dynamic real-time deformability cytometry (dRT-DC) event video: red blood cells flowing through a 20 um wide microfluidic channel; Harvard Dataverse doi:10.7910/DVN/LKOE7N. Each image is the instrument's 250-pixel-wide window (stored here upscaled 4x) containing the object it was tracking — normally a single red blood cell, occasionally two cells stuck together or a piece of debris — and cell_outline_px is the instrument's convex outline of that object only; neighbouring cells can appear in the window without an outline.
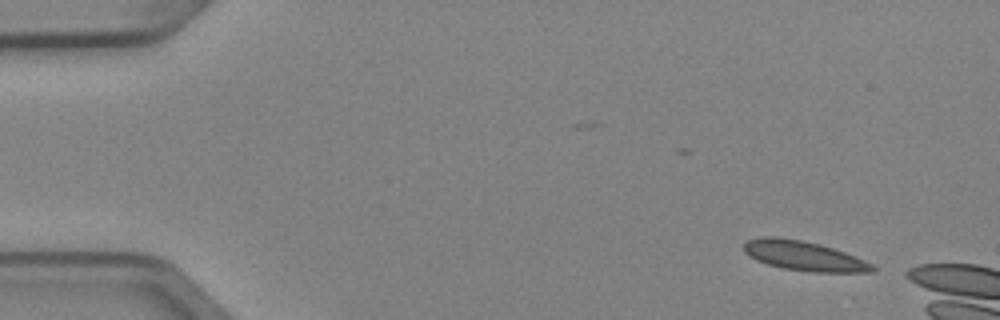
{"species": "Egyptian fruit bat (a non-hibernating species)", "species_latin": "Rousettus aegyptiacus", "temperature_condition": "cold", "stored_images_in_passage": 3, "camera_frame_rate_fps": 3000, "um_per_image_px": 0.085, "animal": {"sex": "female"}, "frame": {"image": 1, "passage_image": 1, "time_ms": 0.0, "image_size_px": [1000, 320], "cell_outline_px": [[876, 268], [872, 272], [812, 272], [784, 268], [768, 264], [756, 260], [748, 256], [744, 252], [744, 244], [748, 240], [764, 236], [776, 236], [800, 240], [832, 248], [856, 256], [872, 264]], "centroid_in_image_um": [68.31, 21.75], "position_along_channel_um": 16.7, "area_um2": 21.96}}